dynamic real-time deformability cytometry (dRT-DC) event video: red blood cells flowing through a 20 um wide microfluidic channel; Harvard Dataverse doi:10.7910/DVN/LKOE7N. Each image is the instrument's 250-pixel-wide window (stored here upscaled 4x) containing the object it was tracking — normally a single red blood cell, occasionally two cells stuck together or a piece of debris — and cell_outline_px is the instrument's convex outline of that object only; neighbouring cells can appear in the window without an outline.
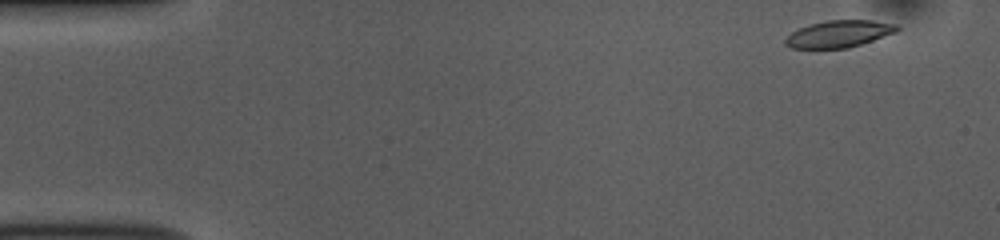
{"species": "common noctule bat (a hibernating species)", "species_latin": "Nyctalus noctula", "temperature_condition": "room temperature", "stored_images_in_passage": 49, "camera_frame_rate_fps": 3000, "um_per_image_px": 0.085, "animal": {"sex": "female", "body_mass_g": 10.0, "forearm_length_mm": 53.1}, "frame": {"image": 1, "passage_image": 1, "time_ms": 0.0, "image_size_px": [1000, 240], "cell_outline_px": [[900, 28], [896, 32], [848, 48], [792, 48], [784, 44], [784, 40], [792, 32], [808, 24], [828, 20], [872, 20], [896, 24]], "centroid_in_image_um": [71.3, 2.87], "position_along_channel_um": 13.7, "area_um2": 17.4}}
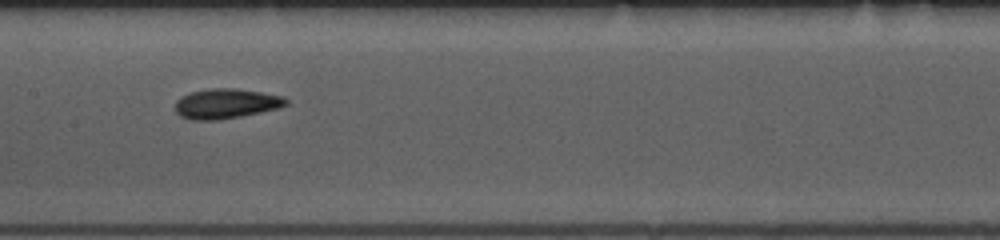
{"frame": {"image": 2, "passage_image": 23, "time_ms": 7.333, "image_size_px": [1000, 240], "cell_outline_px": [[288, 104], [280, 108], [240, 116], [216, 120], [192, 120], [180, 116], [176, 112], [176, 100], [180, 96], [192, 92], [212, 88], [236, 88], [284, 96], [288, 100]], "centroid_in_image_um": [19.22, 8.8], "position_along_channel_um": 188.2, "area_um2": 19.31}}
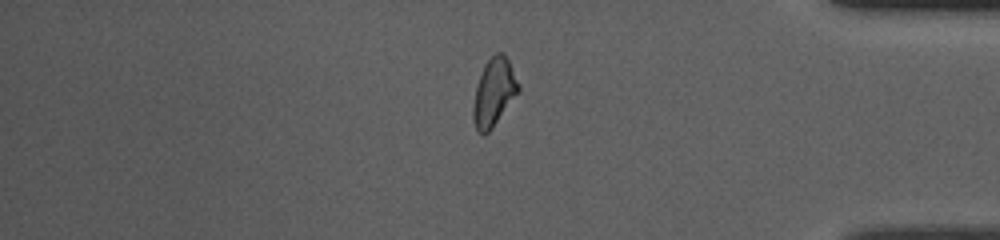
{"frame": {"image": 3, "passage_image": 41, "time_ms": 13.333, "image_size_px": [1000, 240], "cell_outline_px": [[520, 88], [492, 128], [484, 136], [476, 128], [472, 120], [472, 108], [476, 88], [484, 64], [496, 52], [504, 52], [520, 84]], "centroid_in_image_um": [41.97, 7.83], "position_along_channel_um": 393.2, "area_um2": 17.57}, "authors_computed_cell_mechanics": {"area_um2": 18.0914, "velocity_mm_per_s": 3.8597, "shape_relaxation_time_tau1_ms": 3.0525, "shape_relaxation_time_tau2_ms": 9.5436, "deformation_change_tau1": 0.1176, "deformation_change_tau2": 0.1417}}